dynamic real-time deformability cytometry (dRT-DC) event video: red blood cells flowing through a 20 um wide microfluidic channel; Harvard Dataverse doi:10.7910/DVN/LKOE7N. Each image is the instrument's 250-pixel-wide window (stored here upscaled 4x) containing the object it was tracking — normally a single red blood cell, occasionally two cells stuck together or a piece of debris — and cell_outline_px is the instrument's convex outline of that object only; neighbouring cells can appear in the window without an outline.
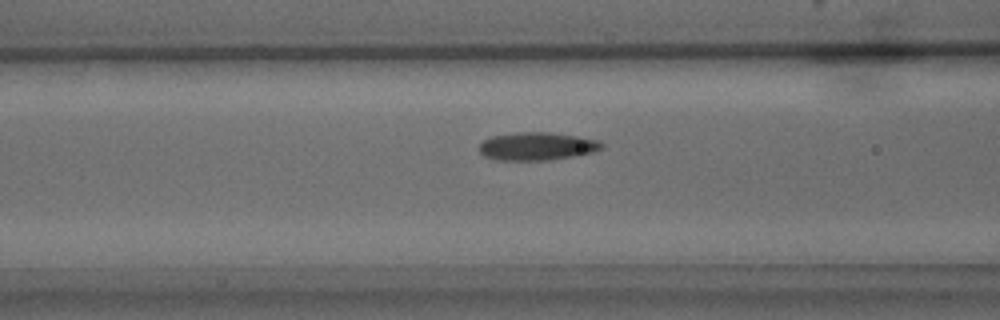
{"species": "common noctule bat (a hibernating species)", "species_latin": "Nyctalus noctula", "temperature_condition": "warm", "stored_images_in_passage": 33, "camera_frame_rate_fps": 3000, "um_per_image_px": 0.085, "animal": {"sex": "male", "body_mass_g": 15.6}, "frame": {"image": 1, "passage_image": 8, "time_ms": 2.333, "image_size_px": [1000, 320], "cell_outline_px": [[604, 148], [596, 152], [548, 160], [496, 160], [484, 156], [480, 152], [480, 144], [484, 140], [492, 136], [516, 132], [552, 132], [600, 140], [604, 144]], "centroid_in_image_um": [45.68, 12.43], "position_along_channel_um": 120.9, "area_um2": 20.11}}
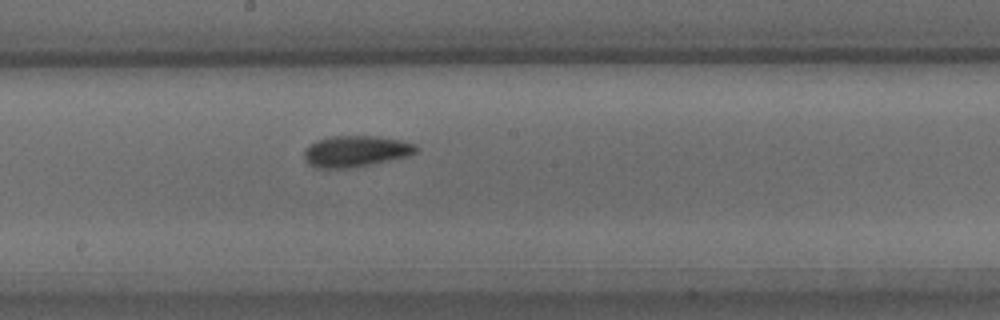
{"frame": {"image": 2, "passage_image": 14, "time_ms": 4.333, "image_size_px": [1000, 320], "cell_outline_px": [[420, 148], [416, 152], [408, 156], [348, 168], [316, 168], [308, 164], [304, 160], [304, 148], [308, 144], [316, 140], [332, 136], [376, 136], [400, 140], [416, 144]], "centroid_in_image_um": [30.2, 12.85], "position_along_channel_um": 218.0, "area_um2": 20.4}}
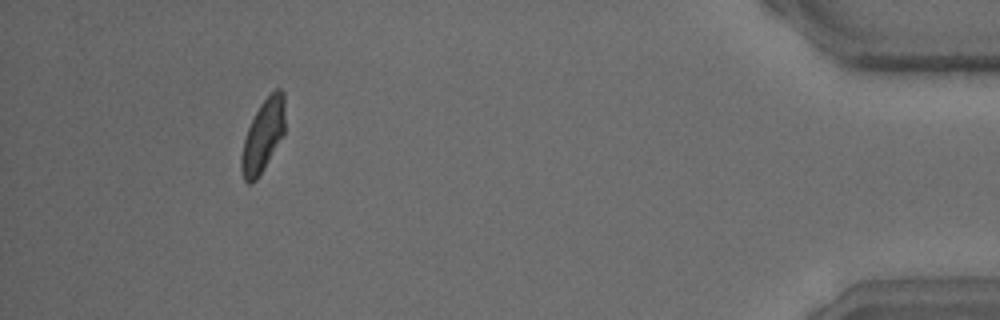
{"frame": {"image": 3, "passage_image": 30, "time_ms": 9.667, "image_size_px": [1000, 320], "cell_outline_px": [[284, 136], [264, 168], [256, 180], [252, 184], [248, 184], [244, 180], [240, 168], [240, 156], [244, 140], [248, 128], [260, 104], [276, 88], [280, 88], [284, 92]], "centroid_in_image_um": [22.35, 11.57], "position_along_channel_um": 412.8, "area_um2": 18.44}}